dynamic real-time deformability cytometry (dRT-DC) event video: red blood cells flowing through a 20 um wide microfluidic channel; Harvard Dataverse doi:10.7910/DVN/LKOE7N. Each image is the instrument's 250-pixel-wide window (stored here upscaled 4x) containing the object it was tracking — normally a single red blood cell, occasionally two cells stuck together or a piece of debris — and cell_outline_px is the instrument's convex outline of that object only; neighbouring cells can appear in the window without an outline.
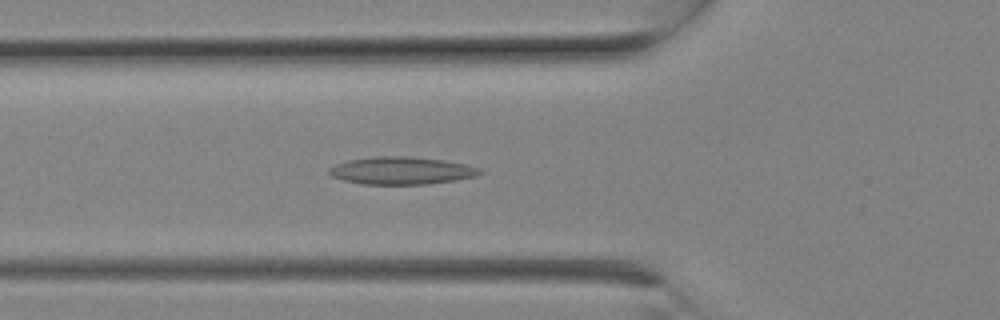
{"species": "Egyptian fruit bat (a non-hibernating species)", "species_latin": "Rousettus aegyptiacus", "temperature_condition": "room temperature", "stored_images_in_passage": 7, "camera_frame_rate_fps": 3000, "um_per_image_px": 0.085, "animal": {"sex": "female"}, "frame": {"image": 1, "passage_image": 7, "time_ms": 2.0, "image_size_px": [1000, 320], "cell_outline_px": [[484, 172], [476, 176], [456, 180], [424, 184], [364, 184], [344, 180], [332, 176], [328, 172], [328, 168], [336, 164], [348, 160], [372, 156], [412, 156], [444, 160], [468, 164], [480, 168]], "centroid_in_image_um": [34.15, 14.49], "position_along_channel_um": 91.6, "area_um2": 24.33}}